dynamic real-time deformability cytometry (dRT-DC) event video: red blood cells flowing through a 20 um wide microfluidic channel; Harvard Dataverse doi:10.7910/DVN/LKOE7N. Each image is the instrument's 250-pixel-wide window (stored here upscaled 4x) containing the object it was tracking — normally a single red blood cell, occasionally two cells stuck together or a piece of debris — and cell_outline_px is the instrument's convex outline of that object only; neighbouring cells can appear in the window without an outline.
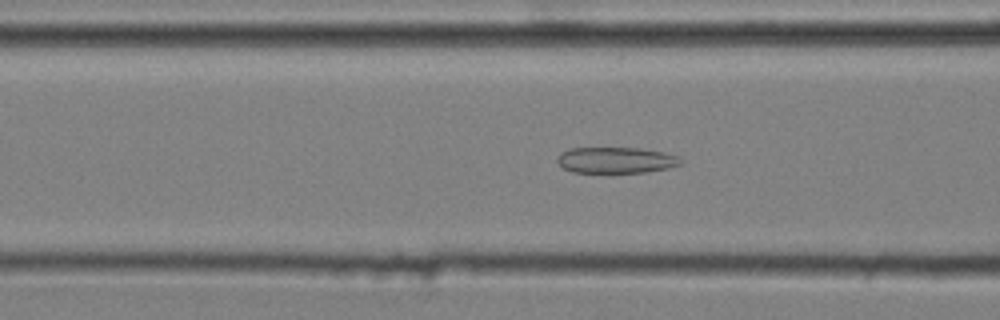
{"species": "common noctule bat (a hibernating species)", "species_latin": "Nyctalus noctula", "temperature_condition": "cold", "stored_images_in_passage": 53, "camera_frame_rate_fps": 3000, "um_per_image_px": 0.085, "animal": {"sex": "male", "body_mass_g": 20.4}, "frame": {"image": 1, "passage_image": 21, "time_ms": 6.667, "image_size_px": [1000, 320], "cell_outline_px": [[684, 164], [668, 168], [644, 172], [572, 172], [564, 168], [556, 160], [556, 156], [560, 152], [568, 148], [640, 148], [664, 152], [680, 156]], "centroid_in_image_um": [52.37, 13.6], "position_along_channel_um": 114.2, "area_um2": 18.9}}
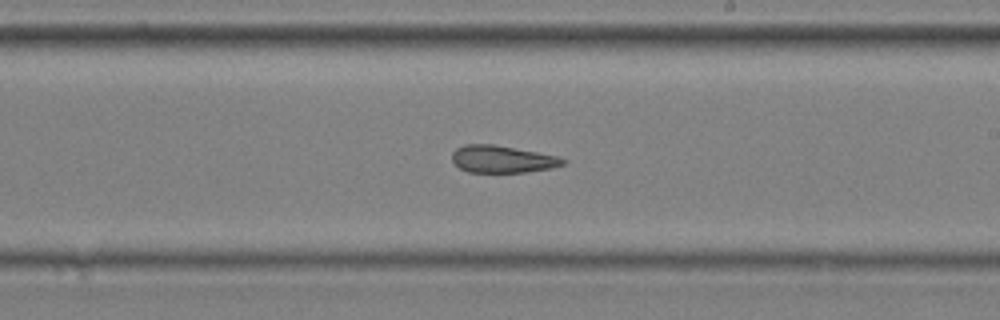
{"frame": {"image": 2, "passage_image": 32, "time_ms": 10.333, "image_size_px": [1000, 320], "cell_outline_px": [[568, 160], [564, 164], [552, 168], [524, 172], [468, 172], [460, 168], [452, 160], [452, 152], [456, 148], [464, 144], [492, 144], [536, 152], [556, 156]], "centroid_in_image_um": [42.67, 13.53], "position_along_channel_um": 246.3, "area_um2": 17.46}}
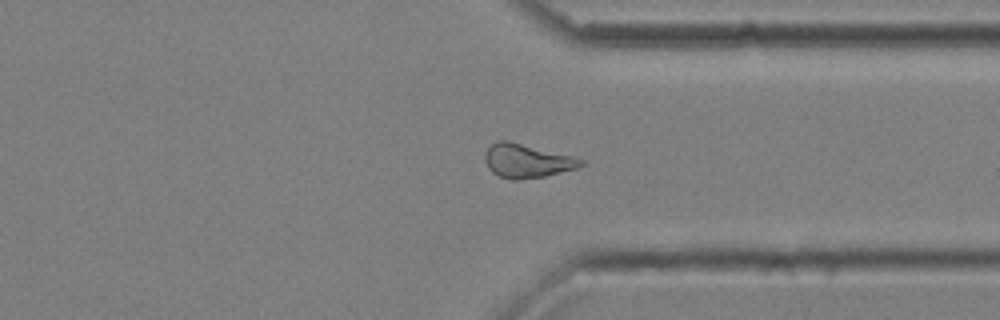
{"frame": {"image": 3, "passage_image": 42, "time_ms": 13.667, "image_size_px": [1000, 320], "cell_outline_px": [[584, 164], [576, 168], [544, 176], [520, 180], [512, 180], [500, 176], [492, 172], [488, 168], [484, 160], [484, 152], [496, 140], [508, 140], [572, 156], [584, 160]], "centroid_in_image_um": [44.74, 13.67], "position_along_channel_um": 366.7, "area_um2": 18.84}, "authors_computed_cell_mechanics": {"area_um2": 19.5364, "velocity_mm_per_s": 3.6001, "shape_relaxation_time_tau1_ms": null, "shape_relaxation_time_tau2_ms": 4.6939, "deformation_change_tau1": null, "deformation_change_tau2": 0.1346}}